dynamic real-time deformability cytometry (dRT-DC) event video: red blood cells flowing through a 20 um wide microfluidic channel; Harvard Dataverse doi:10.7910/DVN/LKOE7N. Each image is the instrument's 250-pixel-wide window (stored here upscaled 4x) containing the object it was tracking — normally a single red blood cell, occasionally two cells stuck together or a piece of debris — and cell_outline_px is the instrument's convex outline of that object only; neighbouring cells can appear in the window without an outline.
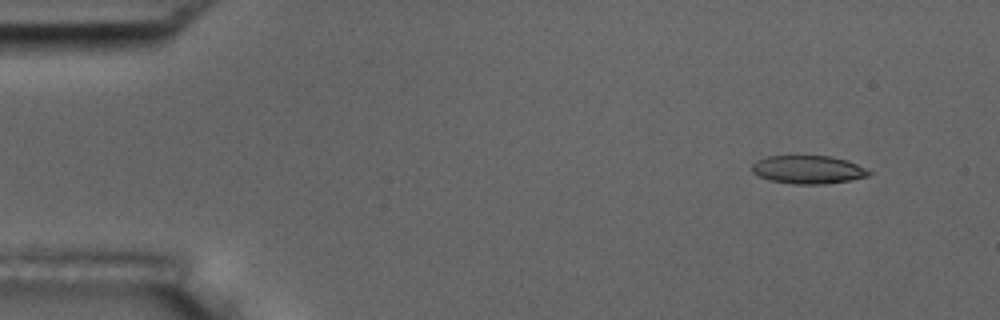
{"species": "common noctule bat (a hibernating species)", "species_latin": "Nyctalus noctula", "temperature_condition": "room temperature", "stored_images_in_passage": 4, "camera_frame_rate_fps": 3000, "um_per_image_px": 0.085, "animal": {"sex": "male", "body_mass_g": 17.5, "forearm_length_mm": 52.3}, "frame": {"image": 1, "passage_image": 1, "time_ms": 0.0, "image_size_px": [1000, 320], "cell_outline_px": [[872, 172], [868, 176], [852, 180], [824, 184], [792, 184], [768, 180], [752, 172], [752, 164], [756, 160], [764, 156], [832, 156], [848, 160]], "centroid_in_image_um": [68.67, 14.42], "position_along_channel_um": 16.3, "area_um2": 19.36}}
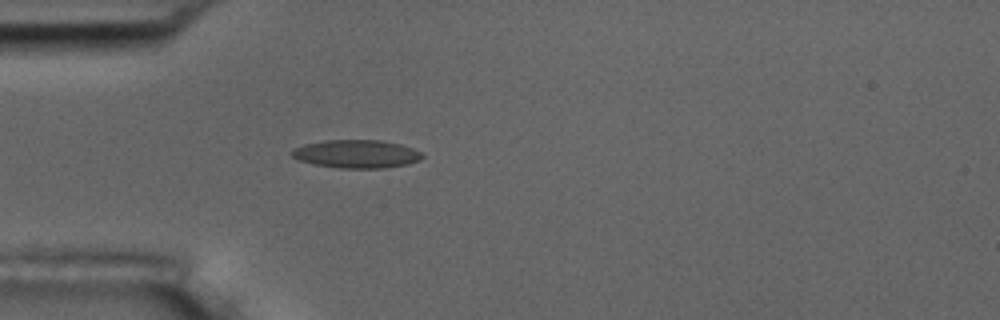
{"frame": {"image": 2, "passage_image": 4, "time_ms": 3.667, "image_size_px": [1000, 320], "cell_outline_px": [[424, 156], [420, 160], [408, 164], [384, 168], [340, 168], [312, 164], [300, 160], [292, 156], [292, 148], [304, 144], [324, 140], [380, 140], [400, 144], [412, 148], [420, 152]], "centroid_in_image_um": [30.29, 13.08], "position_along_channel_um": 54.7, "area_um2": 21.44}}